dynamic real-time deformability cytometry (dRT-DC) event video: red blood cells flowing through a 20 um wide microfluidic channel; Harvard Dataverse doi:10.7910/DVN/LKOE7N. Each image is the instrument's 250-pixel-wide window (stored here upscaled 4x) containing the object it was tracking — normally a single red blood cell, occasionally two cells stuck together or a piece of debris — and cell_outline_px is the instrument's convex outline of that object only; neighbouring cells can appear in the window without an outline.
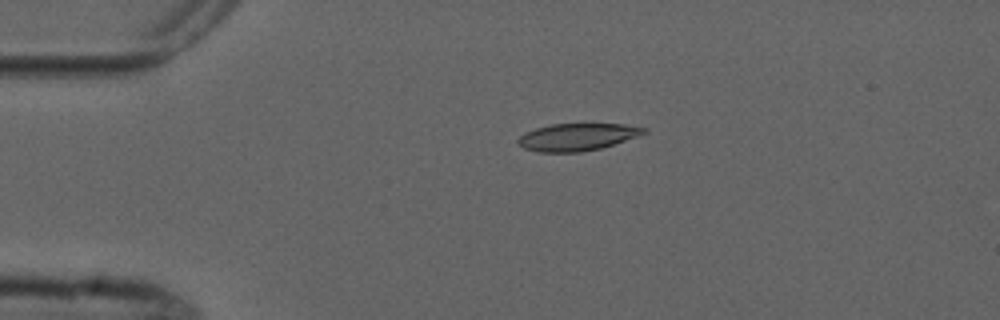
{"species": "common noctule bat (a hibernating species)", "species_latin": "Nyctalus noctula", "temperature_condition": "cold", "stored_images_in_passage": 2, "camera_frame_rate_fps": 3000, "um_per_image_px": 0.085, "animal": {"sex": "male", "forearm_length_mm": 52.5}, "frame": {"image": 1, "passage_image": 1, "time_ms": 0.0, "image_size_px": [1000, 320], "cell_outline_px": [[648, 132], [600, 148], [580, 152], [540, 152], [524, 148], [516, 140], [524, 132], [536, 128], [552, 124], [624, 124], [644, 128]], "centroid_in_image_um": [49.01, 11.64], "position_along_channel_um": 36.0, "area_um2": 19.65}}